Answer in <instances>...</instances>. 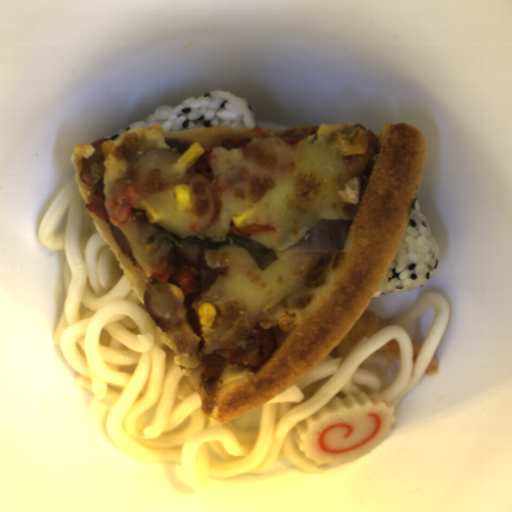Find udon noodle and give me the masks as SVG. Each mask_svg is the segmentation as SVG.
Instances as JSON below:
<instances>
[{
    "instance_id": "obj_1",
    "label": "udon noodle",
    "mask_w": 512,
    "mask_h": 512,
    "mask_svg": "<svg viewBox=\"0 0 512 512\" xmlns=\"http://www.w3.org/2000/svg\"><path fill=\"white\" fill-rule=\"evenodd\" d=\"M38 240L64 254L65 299L53 339L75 371V386L104 404L99 426L109 441L155 466L183 496L213 479L261 473L283 458L312 474L329 468L333 463L317 464L300 451L296 425L333 398L359 392L379 393L395 410L426 374L450 318L447 296L423 292L347 355L327 354L273 398L215 424L101 235L75 172L39 221ZM392 339L401 360L369 355ZM412 339L422 344L415 363Z\"/></svg>"
}]
</instances>
